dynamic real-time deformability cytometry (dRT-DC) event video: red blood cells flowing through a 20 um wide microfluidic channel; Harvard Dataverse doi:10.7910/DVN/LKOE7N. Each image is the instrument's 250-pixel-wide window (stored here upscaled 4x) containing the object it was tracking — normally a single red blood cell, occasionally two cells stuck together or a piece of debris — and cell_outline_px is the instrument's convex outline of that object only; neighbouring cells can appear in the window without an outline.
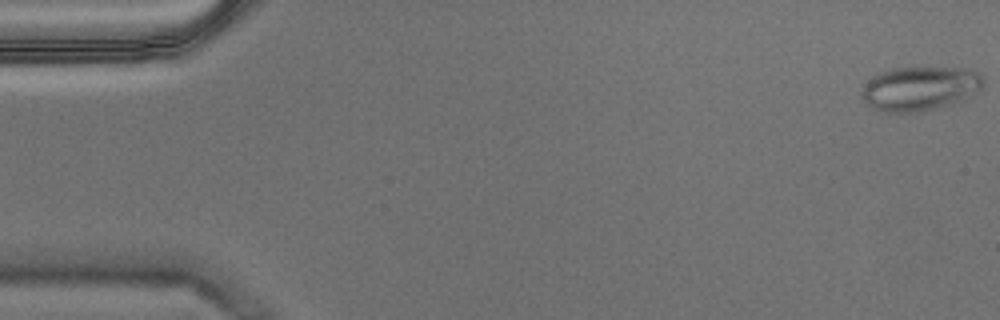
{"species": "Egyptian fruit bat (a non-hibernating species)", "species_latin": "Rousettus aegyptiacus", "temperature_condition": "warm", "stored_images_in_passage": 2, "camera_frame_rate_fps": 3000, "um_per_image_px": 0.085, "animal": {"sex": "male"}, "frame": {"image": 1, "passage_image": 1, "time_ms": 0.0, "image_size_px": [1000, 320], "cell_outline_px": [[984, 88], [968, 100], [916, 112], [880, 112], [872, 108], [860, 96], [860, 92], [864, 84], [872, 76], [888, 68], [912, 64], [916, 64], [964, 68], [976, 72], [984, 76]], "centroid_in_image_um": [78.22, 7.46], "position_along_channel_um": 6.8, "area_um2": 33.0}}